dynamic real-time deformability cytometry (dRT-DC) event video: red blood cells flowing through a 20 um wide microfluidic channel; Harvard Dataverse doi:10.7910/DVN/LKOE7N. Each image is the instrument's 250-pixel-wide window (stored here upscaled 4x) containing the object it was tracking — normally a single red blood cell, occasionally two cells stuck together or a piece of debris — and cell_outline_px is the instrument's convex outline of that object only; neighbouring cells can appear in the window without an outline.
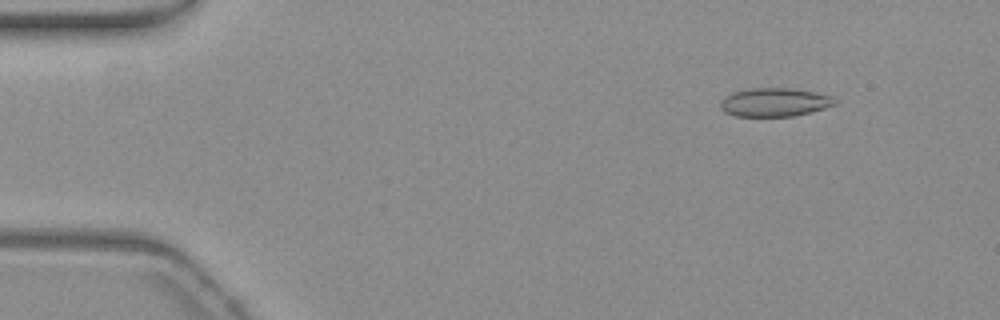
{"species": "common noctule bat (a hibernating species)", "species_latin": "Nyctalus noctula", "temperature_condition": "warm", "stored_images_in_passage": 55, "camera_frame_rate_fps": 3000, "um_per_image_px": 0.085, "animal": {"sex": "female", "body_mass_g": 19.3, "forearm_length_mm": 54.1}, "frame": {"image": 1, "passage_image": 6, "time_ms": 1.667, "image_size_px": [1000, 320], "cell_outline_px": [[840, 104], [812, 112], [792, 116], [736, 116], [724, 112], [720, 108], [720, 100], [724, 96], [732, 92], [752, 88], [788, 88], [816, 92], [832, 96], [840, 100]], "centroid_in_image_um": [65.89, 8.69], "position_along_channel_um": 19.1, "area_um2": 19.42}}
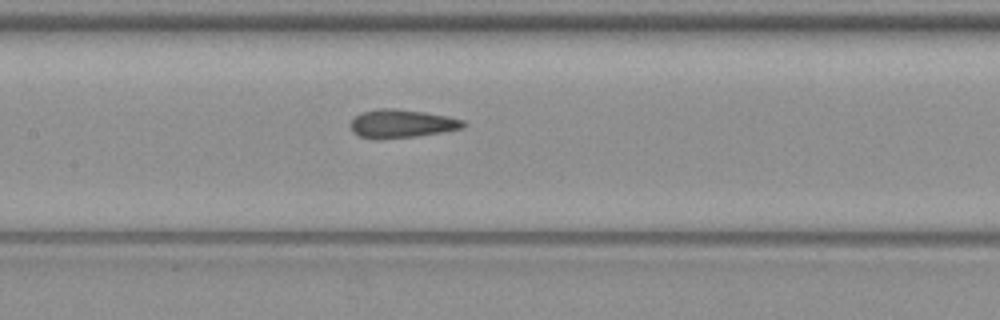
{"frame": {"image": 2, "passage_image": 26, "time_ms": 8.333, "image_size_px": [1000, 320], "cell_outline_px": [[468, 124], [464, 128], [416, 136], [372, 140], [360, 136], [352, 132], [348, 124], [360, 112], [376, 108], [396, 108], [424, 112], [448, 116], [464, 120]], "centroid_in_image_um": [34.11, 10.51], "position_along_channel_um": 173.3, "area_um2": 18.96}}
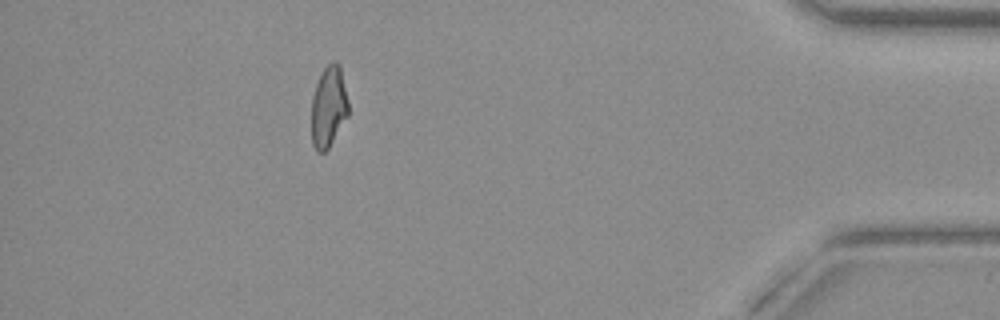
{"frame": {"image": 3, "passage_image": 49, "time_ms": 16.0, "image_size_px": [1000, 320], "cell_outline_px": [[348, 116], [328, 148], [324, 152], [316, 152], [312, 144], [312, 96], [316, 84], [324, 68], [332, 60], [336, 60], [340, 64], [348, 100]], "centroid_in_image_um": [27.93, 9.06], "position_along_channel_um": 407.3, "area_um2": 17.51}, "authors_computed_cell_mechanics": {"area_um2": 18.5538, "velocity_mm_per_s": 3.7614, "shape_relaxation_time_tau1_ms": null, "shape_relaxation_time_tau2_ms": 1.877, "deformation_change_tau1": null, "deformation_change_tau2": 0.0903}}